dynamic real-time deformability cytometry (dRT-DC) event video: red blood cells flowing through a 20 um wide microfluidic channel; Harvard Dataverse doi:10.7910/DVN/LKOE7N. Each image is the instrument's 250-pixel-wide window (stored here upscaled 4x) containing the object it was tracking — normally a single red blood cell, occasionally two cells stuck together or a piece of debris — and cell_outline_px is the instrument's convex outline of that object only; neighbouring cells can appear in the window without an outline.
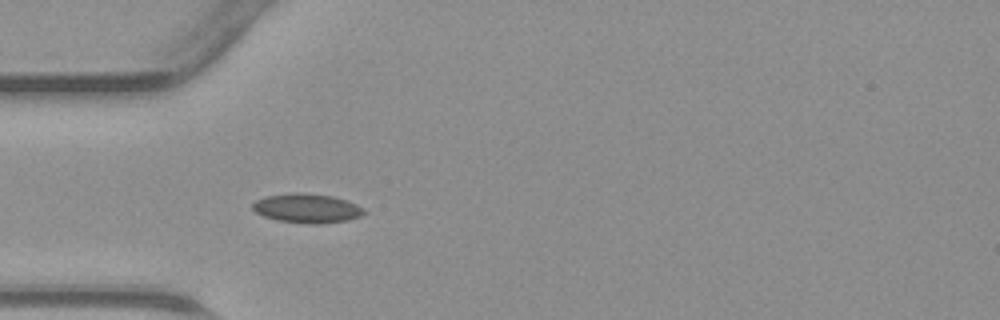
{"species": "common noctule bat (a hibernating species)", "species_latin": "Nyctalus noctula", "temperature_condition": "warm", "stored_images_in_passage": 34, "camera_frame_rate_fps": 3000, "um_per_image_px": 0.085, "animal": {"sex": "male", "body_mass_g": 23.1, "forearm_length_mm": 52.7}, "frame": {"image": 1, "passage_image": 6, "time_ms": 1.667, "image_size_px": [1000, 320], "cell_outline_px": [[368, 212], [360, 216], [348, 220], [316, 224], [312, 224], [276, 220], [264, 216], [256, 212], [252, 208], [252, 204], [256, 200], [264, 196], [292, 192], [304, 192], [332, 196], [356, 204], [364, 208]], "centroid_in_image_um": [26.09, 17.69], "position_along_channel_um": 58.9, "area_um2": 19.07}}